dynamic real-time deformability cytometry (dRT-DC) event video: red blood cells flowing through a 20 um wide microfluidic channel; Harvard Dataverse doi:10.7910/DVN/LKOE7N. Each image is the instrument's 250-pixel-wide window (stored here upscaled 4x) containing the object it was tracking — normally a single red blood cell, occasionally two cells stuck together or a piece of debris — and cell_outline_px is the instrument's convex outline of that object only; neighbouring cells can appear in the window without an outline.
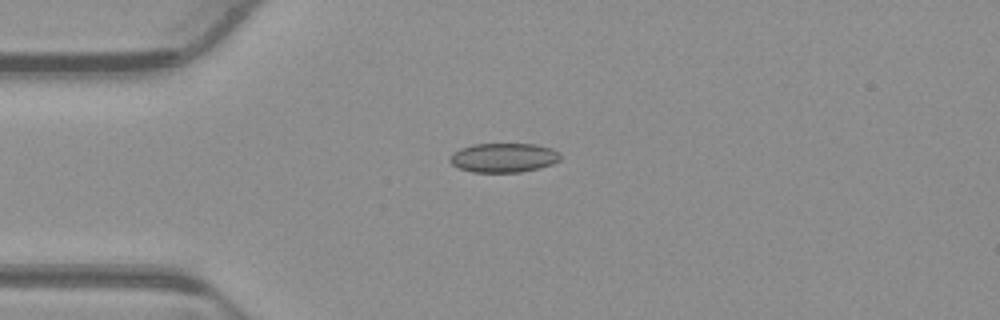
{"species": "common noctule bat (a hibernating species)", "species_latin": "Nyctalus noctula", "temperature_condition": "warm", "stored_images_in_passage": 41, "camera_frame_rate_fps": 3000, "um_per_image_px": 0.085, "animal": {"sex": "male", "body_mass_g": 23.1, "forearm_length_mm": 52.7}, "frame": {"image": 1, "passage_image": 1, "time_ms": 0.0, "image_size_px": [1000, 320], "cell_outline_px": [[560, 160], [552, 164], [520, 172], [472, 172], [460, 168], [452, 164], [448, 160], [452, 152], [460, 148], [472, 144], [536, 144], [552, 148], [560, 152]], "centroid_in_image_um": [42.79, 13.39], "position_along_channel_um": 42.2, "area_um2": 18.9}}
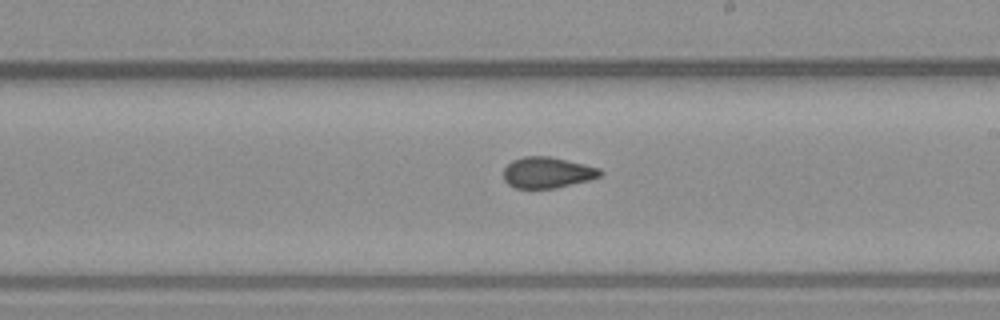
{"frame": {"image": 2, "passage_image": 18, "time_ms": 5.667, "image_size_px": [1000, 320], "cell_outline_px": [[604, 172], [600, 176], [588, 180], [556, 188], [516, 188], [508, 184], [504, 180], [504, 168], [512, 160], [524, 156], [548, 156], [584, 164], [600, 168]], "centroid_in_image_um": [46.52, 14.66], "position_along_channel_um": 242.5, "area_um2": 17.4}}
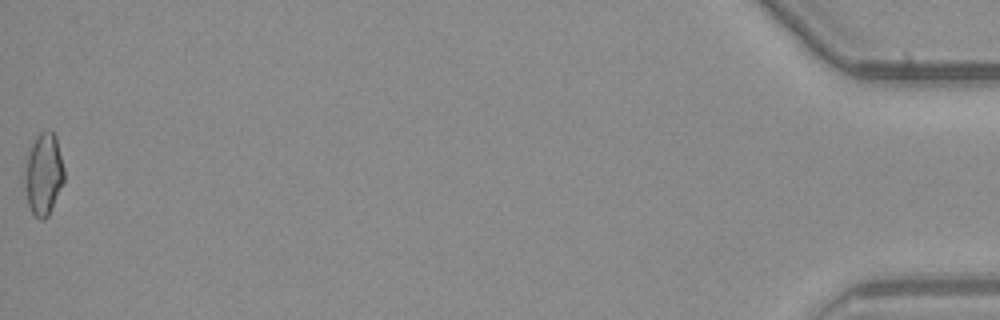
{"frame": {"image": 3, "passage_image": 41, "time_ms": 13.333, "image_size_px": [1000, 320], "cell_outline_px": [[64, 180], [48, 216], [44, 220], [40, 220], [32, 212], [28, 204], [24, 184], [24, 176], [28, 156], [32, 144], [36, 136], [40, 132], [52, 132], [56, 136], [64, 168]], "centroid_in_image_um": [3.7, 14.82], "position_along_channel_um": 431.5, "area_um2": 18.5}, "authors_computed_cell_mechanics": {"area_um2": 17.8024, "velocity_mm_per_s": 3.8807, "shape_relaxation_time_tau1_ms": null, "shape_relaxation_time_tau2_ms": 1.5003, "deformation_change_tau1": null, "deformation_change_tau2": 0.0747}}